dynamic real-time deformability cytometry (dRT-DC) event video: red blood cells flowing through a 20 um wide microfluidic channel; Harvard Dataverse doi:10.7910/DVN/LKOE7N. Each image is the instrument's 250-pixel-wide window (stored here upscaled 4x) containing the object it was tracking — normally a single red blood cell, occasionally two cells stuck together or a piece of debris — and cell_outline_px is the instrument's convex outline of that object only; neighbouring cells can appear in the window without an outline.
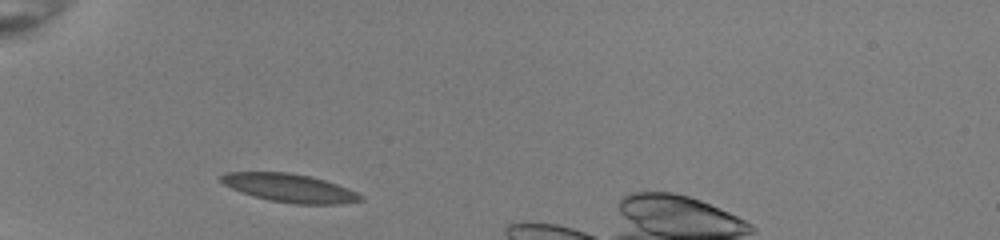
{"species": "common noctule bat (a hibernating species)", "species_latin": "Nyctalus noctula", "temperature_condition": "room temperature", "stored_images_in_passage": 6, "camera_frame_rate_fps": 3000, "um_per_image_px": 0.085, "animal": {"sex": "female", "body_mass_g": 22.0, "forearm_length_mm": 56.7}, "frame": {"image": 1, "passage_image": 1, "time_ms": 0.0, "image_size_px": [1000, 240], "cell_outline_px": [[360, 200], [336, 204], [300, 204], [272, 200], [256, 196], [232, 188], [224, 184], [220, 180], [220, 176], [224, 172], [288, 172], [308, 176], [324, 180], [336, 184], [360, 196]], "centroid_in_image_um": [24.53, 15.96], "position_along_channel_um": 60.5, "area_um2": 22.14}}